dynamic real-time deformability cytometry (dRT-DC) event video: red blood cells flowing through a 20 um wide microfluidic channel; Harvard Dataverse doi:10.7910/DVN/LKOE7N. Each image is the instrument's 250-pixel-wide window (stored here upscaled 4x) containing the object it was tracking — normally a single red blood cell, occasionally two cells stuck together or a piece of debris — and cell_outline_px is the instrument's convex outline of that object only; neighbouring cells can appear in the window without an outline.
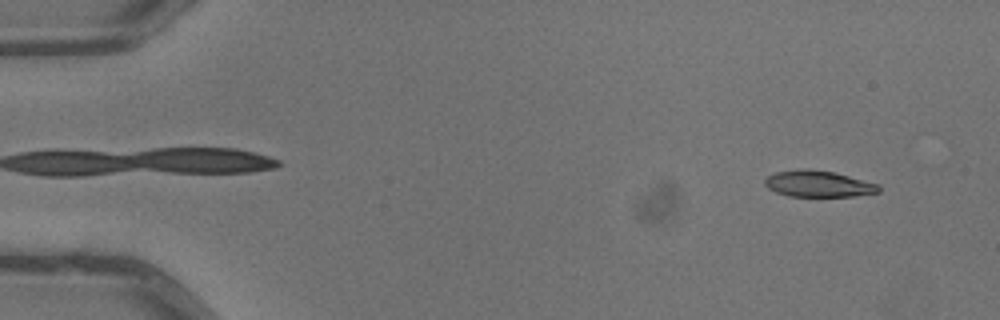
{"species": "common noctule bat (a hibernating species)", "species_latin": "Nyctalus noctula", "temperature_condition": "warm", "stored_images_in_passage": 5, "camera_frame_rate_fps": 3000, "um_per_image_px": 0.085, "animal": {"sex": "male", "body_mass_g": 13.3}, "frame": {"image": 1, "passage_image": 1, "time_ms": 0.0, "image_size_px": [1000, 320], "cell_outline_px": [[880, 192], [852, 196], [788, 196], [776, 192], [768, 188], [764, 184], [764, 180], [768, 176], [776, 172], [808, 168], [836, 172], [880, 184]], "centroid_in_image_um": [69.58, 15.62], "position_along_channel_um": 15.4, "area_um2": 17.57}}